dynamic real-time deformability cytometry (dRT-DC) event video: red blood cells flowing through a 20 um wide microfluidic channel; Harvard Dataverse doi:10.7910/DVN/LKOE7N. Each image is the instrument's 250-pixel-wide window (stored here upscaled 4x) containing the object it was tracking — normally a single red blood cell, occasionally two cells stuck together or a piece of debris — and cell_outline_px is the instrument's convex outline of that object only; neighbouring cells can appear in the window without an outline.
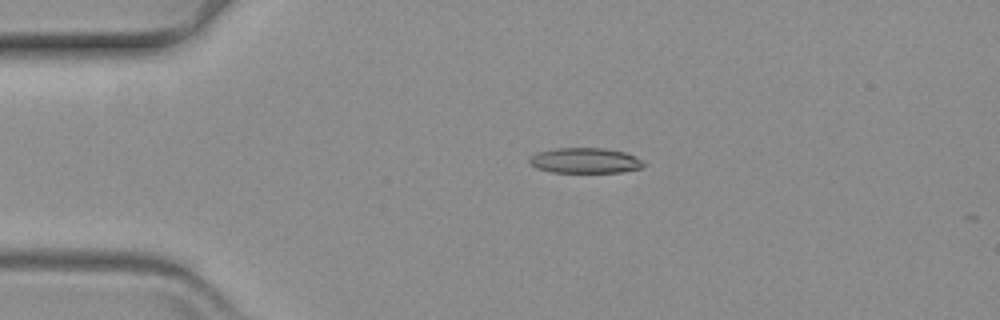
{"species": "common noctule bat (a hibernating species)", "species_latin": "Nyctalus noctula", "temperature_condition": "warm", "stored_images_in_passage": 60, "camera_frame_rate_fps": 3000, "um_per_image_px": 0.085, "animal": {"sex": "female", "body_mass_g": 19.3, "forearm_length_mm": 54.1}, "frame": {"image": 1, "passage_image": 13, "time_ms": 4.0, "image_size_px": [1000, 320], "cell_outline_px": [[644, 168], [624, 172], [552, 172], [536, 168], [528, 160], [532, 156], [540, 152], [556, 148], [604, 148], [624, 152], [640, 160], [644, 164]], "centroid_in_image_um": [49.75, 13.65], "position_along_channel_um": 35.2, "area_um2": 16.65}}
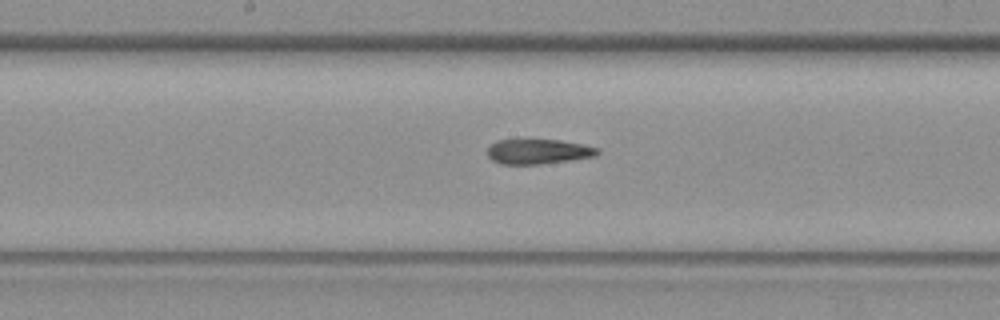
{"frame": {"image": 2, "passage_image": 31, "time_ms": 10.0, "image_size_px": [1000, 320], "cell_outline_px": [[600, 152], [596, 156], [540, 164], [500, 164], [492, 160], [488, 156], [488, 148], [496, 140], [560, 140], [584, 144], [596, 148]], "centroid_in_image_um": [45.74, 12.88], "position_along_channel_um": 202.5, "area_um2": 15.84}}
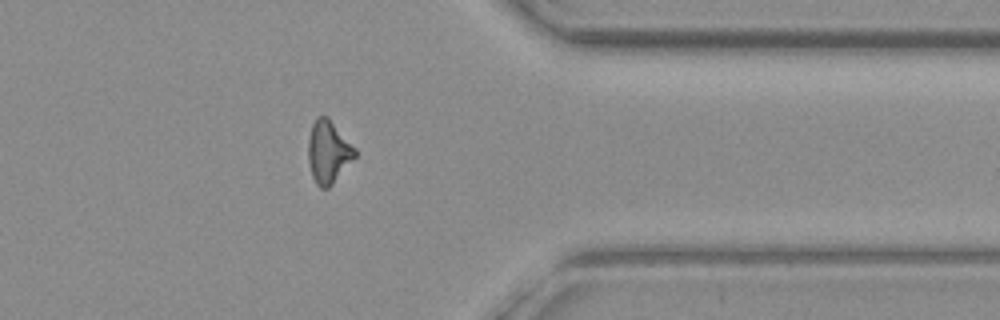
{"frame": {"image": 3, "passage_image": 48, "time_ms": 15.667, "image_size_px": [1000, 320], "cell_outline_px": [[356, 156], [332, 184], [328, 188], [320, 188], [316, 184], [312, 176], [308, 160], [308, 140], [312, 124], [316, 116], [328, 116], [356, 148]], "centroid_in_image_um": [27.9, 12.89], "position_along_channel_um": 383.5, "area_um2": 17.11}}